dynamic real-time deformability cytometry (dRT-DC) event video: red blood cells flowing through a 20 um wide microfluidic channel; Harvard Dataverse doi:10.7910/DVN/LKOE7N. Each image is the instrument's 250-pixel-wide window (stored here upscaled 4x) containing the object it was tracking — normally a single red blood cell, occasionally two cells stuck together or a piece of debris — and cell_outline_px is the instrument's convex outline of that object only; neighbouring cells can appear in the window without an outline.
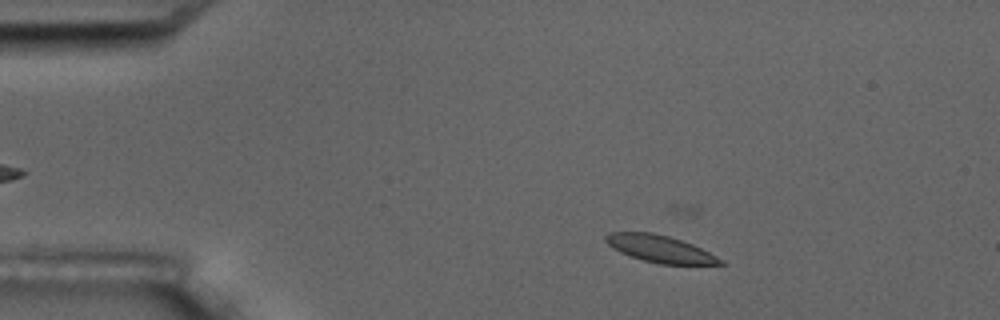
{"species": "common noctule bat (a hibernating species)", "species_latin": "Nyctalus noctula", "temperature_condition": "room temperature", "stored_images_in_passage": 7, "camera_frame_rate_fps": 3000, "um_per_image_px": 0.085, "animal": {"sex": "male", "body_mass_g": 17.5, "forearm_length_mm": 52.3}, "frame": {"image": 1, "passage_image": 4, "time_ms": 3.333, "image_size_px": [1000, 320], "cell_outline_px": [[728, 264], [660, 264], [644, 260], [620, 252], [612, 248], [604, 240], [604, 236], [612, 232], [652, 232], [668, 236], [692, 244], [724, 260]], "centroid_in_image_um": [56.09, 21.15], "position_along_channel_um": 28.9, "area_um2": 17.86}}